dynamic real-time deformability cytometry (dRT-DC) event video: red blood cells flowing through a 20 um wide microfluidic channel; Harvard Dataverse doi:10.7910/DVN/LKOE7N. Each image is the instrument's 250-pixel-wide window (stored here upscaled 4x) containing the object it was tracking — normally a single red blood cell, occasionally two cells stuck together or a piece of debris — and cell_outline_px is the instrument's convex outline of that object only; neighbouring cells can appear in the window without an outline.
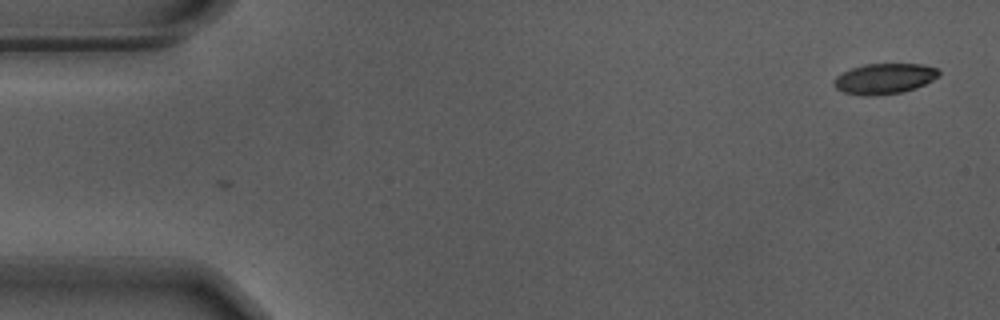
{"species": "Egyptian fruit bat (a non-hibernating species)", "species_latin": "Rousettus aegyptiacus", "temperature_condition": "warm", "stored_images_in_passage": 4, "camera_frame_rate_fps": 3000, "um_per_image_px": 0.085, "animal": {"sex": "male"}, "frame": {"image": 1, "passage_image": 4, "time_ms": 1.0, "image_size_px": [1000, 320], "cell_outline_px": [[940, 76], [916, 88], [900, 92], [868, 96], [844, 92], [836, 88], [832, 84], [832, 80], [836, 76], [852, 68], [864, 64], [920, 64], [936, 68], [940, 72]], "centroid_in_image_um": [75.16, 6.68], "position_along_channel_um": 9.8, "area_um2": 18.5}}